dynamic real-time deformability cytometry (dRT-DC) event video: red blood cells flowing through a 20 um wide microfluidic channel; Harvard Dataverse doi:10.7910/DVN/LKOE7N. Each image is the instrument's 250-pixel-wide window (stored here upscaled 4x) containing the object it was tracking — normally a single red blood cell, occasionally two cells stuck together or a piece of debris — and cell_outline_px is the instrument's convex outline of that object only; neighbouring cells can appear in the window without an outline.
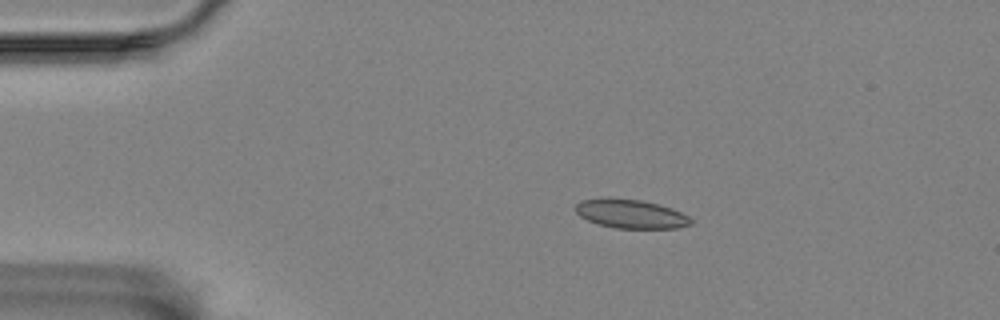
{"species": "Egyptian fruit bat (a non-hibernating species)", "species_latin": "Rousettus aegyptiacus", "temperature_condition": "room temperature", "stored_images_in_passage": 47, "camera_frame_rate_fps": 3000, "um_per_image_px": 0.085, "animal": {"sex": "female"}, "frame": {"image": 1, "passage_image": 1, "time_ms": 0.0, "image_size_px": [1000, 320], "cell_outline_px": [[692, 224], [676, 228], [616, 228], [600, 224], [588, 220], [580, 216], [576, 212], [576, 204], [584, 200], [608, 196], [640, 200], [660, 204], [672, 208], [688, 216], [692, 220]], "centroid_in_image_um": [53.62, 18.16], "position_along_channel_um": 31.4, "area_um2": 19.48}}
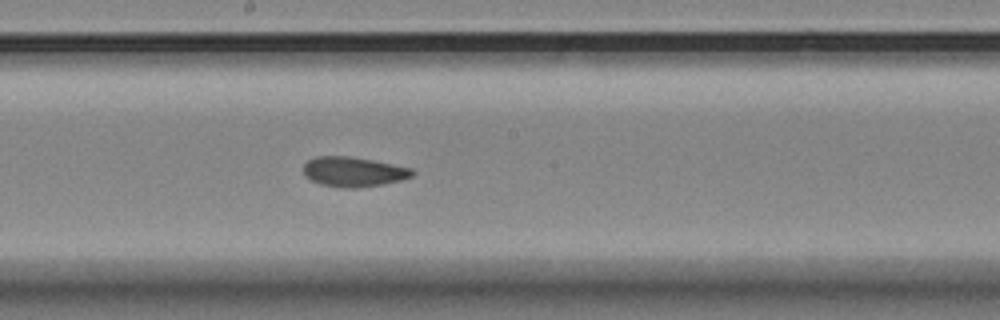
{"frame": {"image": 2, "passage_image": 21, "time_ms": 6.667, "image_size_px": [1000, 320], "cell_outline_px": [[416, 172], [412, 176], [400, 180], [384, 184], [356, 188], [340, 188], [320, 184], [304, 176], [304, 164], [308, 160], [316, 156], [348, 156], [372, 160], [412, 168]], "centroid_in_image_um": [30.04, 14.6], "position_along_channel_um": 218.2, "area_um2": 18.96}}
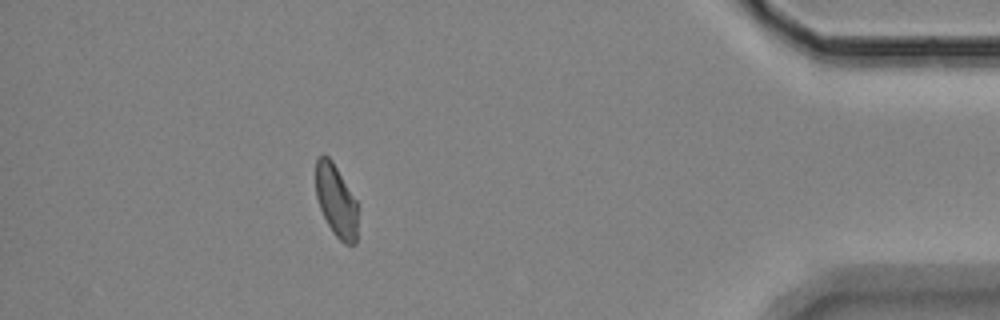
{"frame": {"image": 3, "passage_image": 41, "time_ms": 13.333, "image_size_px": [1000, 320], "cell_outline_px": [[360, 204], [356, 244], [344, 244], [332, 232], [320, 208], [316, 196], [316, 160], [324, 152], [332, 160]], "centroid_in_image_um": [28.63, 17.07], "position_along_channel_um": 406.6, "area_um2": 18.32}, "authors_computed_cell_mechanics": {"area_um2": 18.9584, "velocity_mm_per_s": 3.519, "shape_relaxation_time_tau1_ms": null, "shape_relaxation_time_tau2_ms": 1.7605, "deformation_change_tau1": null, "deformation_change_tau2": 0.0639}}